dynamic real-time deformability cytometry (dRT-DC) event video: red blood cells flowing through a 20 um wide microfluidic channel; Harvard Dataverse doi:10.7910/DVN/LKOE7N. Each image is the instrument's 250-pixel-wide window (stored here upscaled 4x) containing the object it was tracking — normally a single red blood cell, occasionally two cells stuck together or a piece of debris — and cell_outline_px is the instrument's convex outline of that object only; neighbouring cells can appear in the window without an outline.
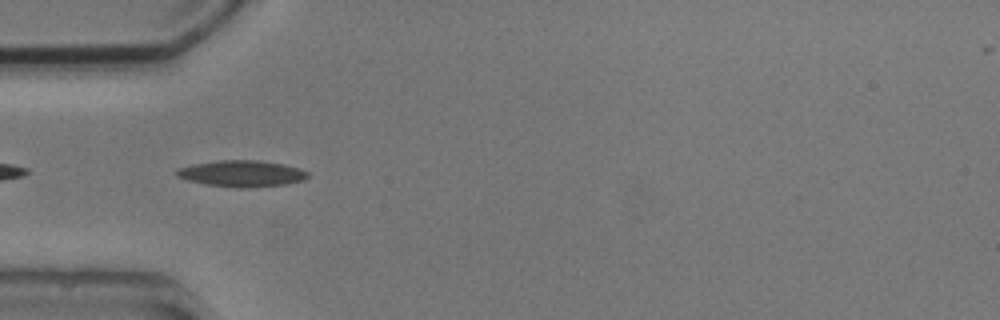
{"species": "common noctule bat (a hibernating species)", "species_latin": "Nyctalus noctula", "temperature_condition": "cold", "stored_images_in_passage": 5, "camera_frame_rate_fps": 3000, "um_per_image_px": 0.085, "animal": {"sex": "male", "body_mass_g": 20.5, "forearm_length_mm": 52.5}, "frame": {"image": 1, "passage_image": 5, "time_ms": 4.667, "image_size_px": [1000, 320], "cell_outline_px": [[308, 176], [304, 180], [284, 184], [240, 188], [236, 188], [204, 184], [188, 180], [176, 176], [176, 168], [192, 164], [216, 160], [256, 160], [284, 164], [300, 168], [308, 172]], "centroid_in_image_um": [20.51, 14.74], "position_along_channel_um": 64.5, "area_um2": 20.17}}